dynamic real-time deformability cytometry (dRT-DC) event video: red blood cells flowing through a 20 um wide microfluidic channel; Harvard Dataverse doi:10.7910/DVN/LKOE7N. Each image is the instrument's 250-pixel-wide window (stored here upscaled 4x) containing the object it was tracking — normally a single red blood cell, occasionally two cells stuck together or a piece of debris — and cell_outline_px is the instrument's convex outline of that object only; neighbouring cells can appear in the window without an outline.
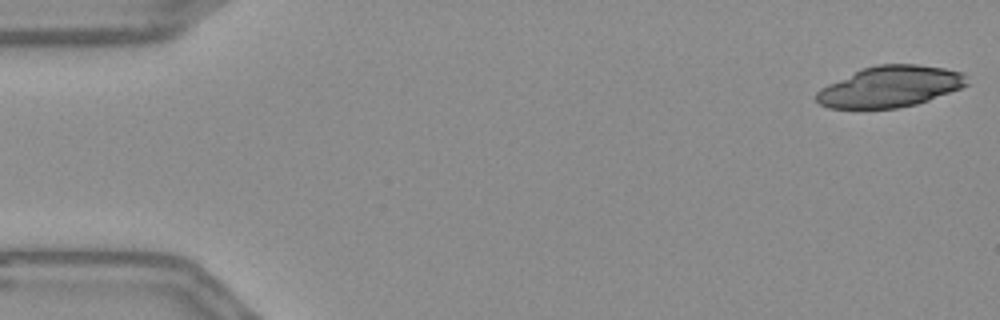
{"species": "Egyptian fruit bat (a non-hibernating species)", "species_latin": "Rousettus aegyptiacus", "temperature_condition": "warm", "stored_images_in_passage": 50, "camera_frame_rate_fps": 3000, "um_per_image_px": 0.085, "frame": {"image": 1, "passage_image": 1, "time_ms": 0.0, "image_size_px": [1000, 320], "cell_outline_px": [[968, 84], [960, 88], [928, 100], [916, 104], [896, 108], [828, 108], [820, 104], [816, 100], [816, 92], [820, 88], [860, 68], [876, 64], [916, 64], [944, 68], [964, 72]], "centroid_in_image_um": [75.64, 7.35], "position_along_channel_um": 9.4, "area_um2": 36.01}}